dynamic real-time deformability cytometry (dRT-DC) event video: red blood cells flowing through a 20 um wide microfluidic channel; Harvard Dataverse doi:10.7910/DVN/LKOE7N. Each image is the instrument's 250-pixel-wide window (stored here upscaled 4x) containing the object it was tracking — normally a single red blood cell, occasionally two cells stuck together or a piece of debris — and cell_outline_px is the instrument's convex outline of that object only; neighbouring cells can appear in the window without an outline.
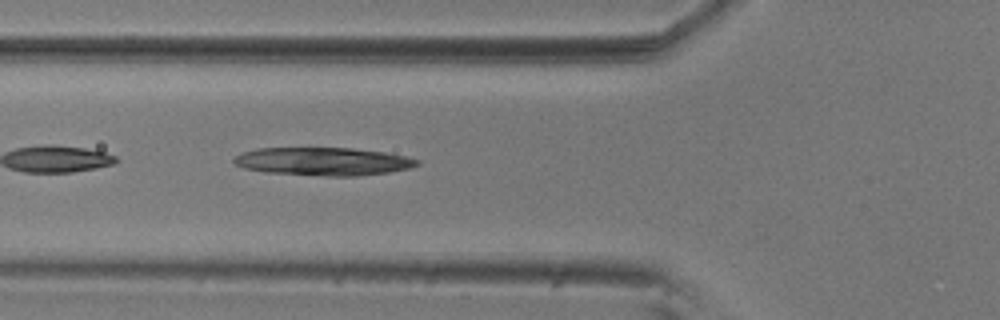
{"species": "common noctule bat (a hibernating species)", "species_latin": "Nyctalus noctula", "temperature_condition": "room temperature", "stored_images_in_passage": 52, "camera_frame_rate_fps": 3000, "um_per_image_px": 0.085, "animal": {"sex": "male", "body_mass_g": 20.5, "forearm_length_mm": 52.5}, "frame": {"image": 1, "passage_image": 18, "time_ms": 5.667, "image_size_px": [1000, 320], "cell_outline_px": [[420, 164], [408, 168], [388, 172], [356, 176], [328, 176], [264, 172], [244, 168], [236, 164], [232, 160], [236, 156], [244, 152], [256, 148], [352, 148], [384, 152], [404, 156], [420, 160]], "centroid_in_image_um": [27.46, 13.72], "position_along_channel_um": 98.3, "area_um2": 29.77}}
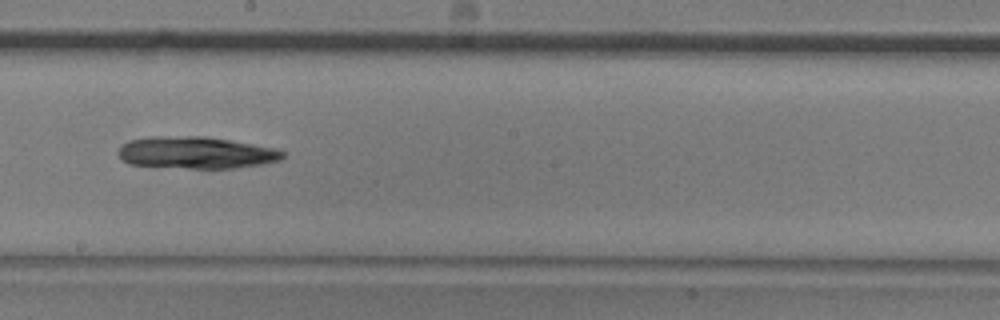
{"frame": {"image": 2, "passage_image": 29, "time_ms": 9.333, "image_size_px": [1000, 320], "cell_outline_px": [[284, 156], [280, 160], [264, 164], [236, 168], [188, 168], [128, 164], [116, 152], [128, 140], [148, 136], [204, 136], [252, 144], [272, 148], [284, 152]], "centroid_in_image_um": [16.64, 12.97], "position_along_channel_um": 231.6, "area_um2": 30.52}}
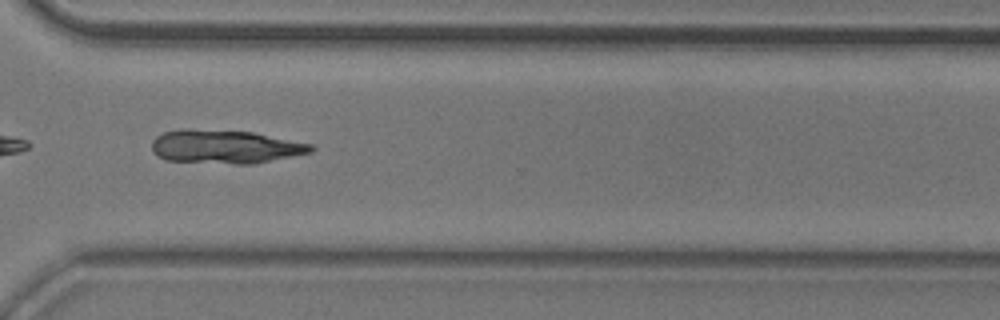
{"frame": {"image": 3, "passage_image": 39, "time_ms": 12.667, "image_size_px": [1000, 320], "cell_outline_px": [[316, 148], [312, 152], [252, 164], [236, 164], [168, 160], [156, 156], [152, 148], [152, 140], [156, 136], [164, 132], [180, 128], [188, 128], [252, 132], [312, 144]], "centroid_in_image_um": [19.12, 12.46], "position_along_channel_um": 351.5, "area_um2": 31.15}}